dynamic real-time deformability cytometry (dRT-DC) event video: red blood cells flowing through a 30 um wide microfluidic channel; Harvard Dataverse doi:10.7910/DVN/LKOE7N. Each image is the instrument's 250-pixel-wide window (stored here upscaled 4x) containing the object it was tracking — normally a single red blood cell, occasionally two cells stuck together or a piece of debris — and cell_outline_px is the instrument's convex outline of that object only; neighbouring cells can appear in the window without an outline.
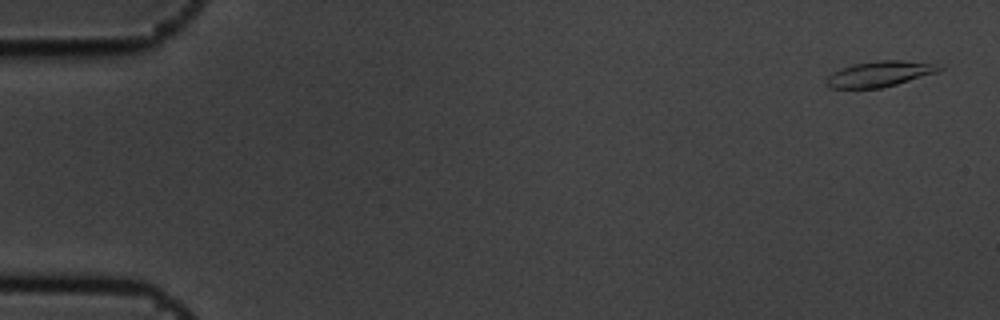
{"species": "common noctule bat (a hibernating species)", "species_latin": "Nyctalus noctula", "temperature_condition": "cold", "stored_images_in_passage": 6, "camera_frame_rate_fps": 3000, "um_per_image_px": 0.085, "animal": {"sex": "male", "body_mass_g": 19.5, "forearm_length_mm": 54.6}, "frame": {"image": 1, "passage_image": 1, "time_ms": 0.0, "image_size_px": [1000, 320], "cell_outline_px": [[948, 64], [944, 68], [936, 72], [896, 84], [880, 88], [828, 88], [824, 80], [832, 72], [840, 68], [856, 64], [876, 60], [900, 60]], "centroid_in_image_um": [74.8, 6.26], "position_along_channel_um": 10.2, "area_um2": 16.99}}